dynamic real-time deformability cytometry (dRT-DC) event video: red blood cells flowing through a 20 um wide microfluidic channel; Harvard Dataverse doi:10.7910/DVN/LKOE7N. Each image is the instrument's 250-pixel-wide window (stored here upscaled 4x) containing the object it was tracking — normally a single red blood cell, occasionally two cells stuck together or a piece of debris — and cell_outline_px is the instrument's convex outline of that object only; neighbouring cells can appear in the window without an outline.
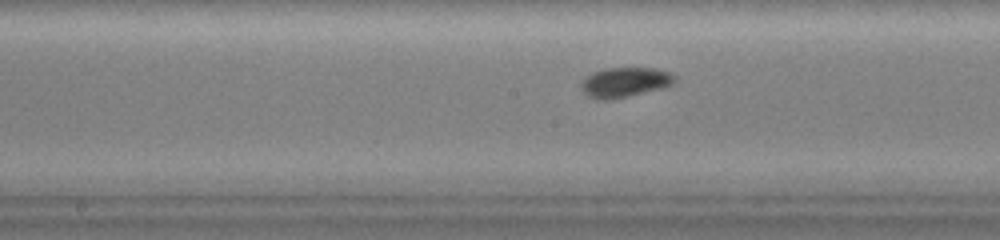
{"species": "common noctule bat (a hibernating species)", "species_latin": "Nyctalus noctula", "temperature_condition": "warm", "stored_images_in_passage": 52, "camera_frame_rate_fps": 3000, "um_per_image_px": 0.085, "animal": {"sex": "female", "body_mass_g": 19.0, "forearm_length_mm": 51.5}, "frame": {"image": 1, "passage_image": 24, "time_ms": 7.667, "image_size_px": [1000, 240], "cell_outline_px": [[676, 80], [672, 84], [660, 88], [612, 100], [604, 100], [588, 96], [584, 92], [580, 84], [592, 72], [604, 68], [652, 68], [668, 72], [676, 76]], "centroid_in_image_um": [53.1, 6.99], "position_along_channel_um": 195.1, "area_um2": 16.01}}
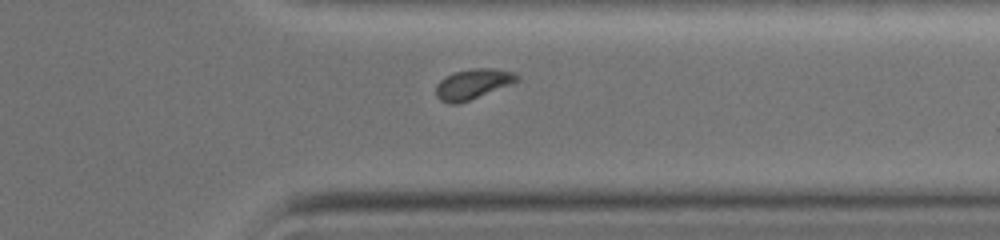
{"frame": {"image": 2, "passage_image": 42, "time_ms": 13.667, "image_size_px": [1000, 240], "cell_outline_px": [[520, 80], [468, 100], [456, 104], [448, 104], [440, 100], [436, 96], [436, 84], [444, 76], [456, 72], [472, 68], [492, 68], [516, 72], [520, 76]], "centroid_in_image_um": [40.18, 7.12], "position_along_channel_um": 371.2, "area_um2": 14.16}}
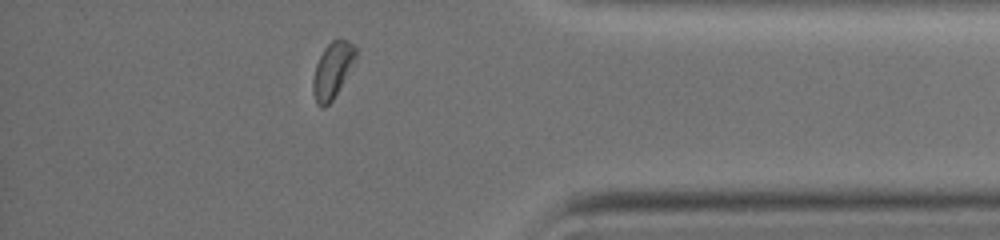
{"frame": {"image": 3, "passage_image": 47, "time_ms": 15.333, "image_size_px": [1000, 240], "cell_outline_px": [[356, 60], [332, 100], [324, 108], [320, 108], [316, 104], [312, 92], [312, 80], [316, 64], [324, 48], [332, 40], [340, 36], [348, 40], [356, 48]], "centroid_in_image_um": [28.25, 5.95], "position_along_channel_um": 407.0, "area_um2": 14.1}, "authors_computed_cell_mechanics": {"area_um2": 14.8257, "velocity_mm_per_s": 2.9224, "shape_relaxation_time_tau1_ms": 4.1339, "shape_relaxation_time_tau2_ms": 2.7444, "deformation_change_tau1": 0.1226, "deformation_change_tau2": 0.0436}}